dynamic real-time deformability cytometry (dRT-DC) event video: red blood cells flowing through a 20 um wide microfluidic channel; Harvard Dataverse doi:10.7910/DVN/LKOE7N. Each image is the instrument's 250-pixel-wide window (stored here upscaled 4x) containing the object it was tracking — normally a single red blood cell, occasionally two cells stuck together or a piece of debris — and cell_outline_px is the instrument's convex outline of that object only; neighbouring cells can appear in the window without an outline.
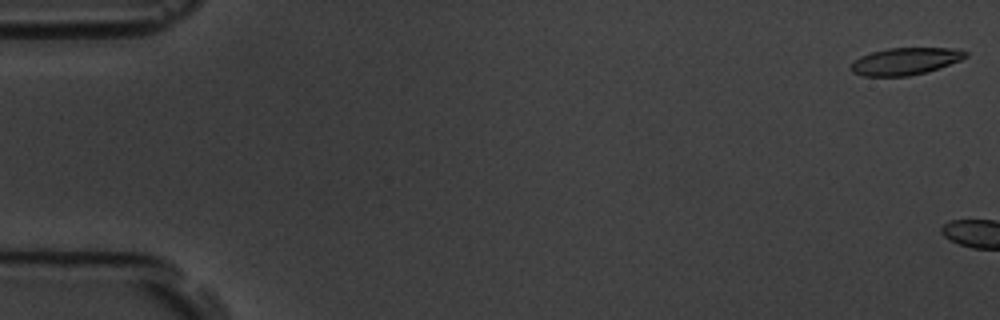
{"species": "common noctule bat (a hibernating species)", "species_latin": "Nyctalus noctula", "temperature_condition": "room temperature", "stored_images_in_passage": 2, "camera_frame_rate_fps": 3000, "um_per_image_px": 0.085, "animal": {"sex": "male", "body_mass_g": 19.5, "forearm_length_mm": 54.6}, "frame": {"image": 1, "passage_image": 1, "time_ms": 0.0, "image_size_px": [1000, 320], "cell_outline_px": [[968, 56], [960, 60], [924, 72], [908, 76], [864, 76], [852, 72], [852, 64], [860, 56], [872, 52], [888, 48], [952, 48], [968, 52]], "centroid_in_image_um": [76.94, 5.2], "position_along_channel_um": 8.1, "area_um2": 17.74}}